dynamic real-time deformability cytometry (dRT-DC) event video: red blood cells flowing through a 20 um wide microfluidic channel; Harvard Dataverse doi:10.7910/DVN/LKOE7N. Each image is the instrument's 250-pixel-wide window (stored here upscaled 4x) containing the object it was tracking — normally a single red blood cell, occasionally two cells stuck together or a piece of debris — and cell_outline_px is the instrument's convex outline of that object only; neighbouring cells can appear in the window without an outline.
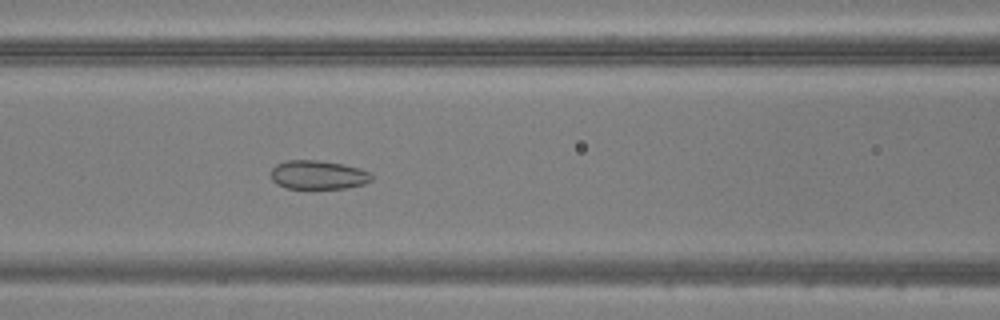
{"species": "common noctule bat (a hibernating species)", "species_latin": "Nyctalus noctula", "temperature_condition": "warm", "stored_images_in_passage": 49, "camera_frame_rate_fps": 3000, "um_per_image_px": 0.085, "animal": {"sex": "male", "body_mass_g": 20.5, "forearm_length_mm": 52.5}, "frame": {"image": 1, "passage_image": 21, "time_ms": 6.667, "image_size_px": [1000, 320], "cell_outline_px": [[372, 180], [364, 184], [344, 188], [288, 188], [276, 184], [272, 180], [272, 168], [276, 164], [284, 160], [316, 160], [340, 164], [360, 168], [372, 172]], "centroid_in_image_um": [27.05, 14.86], "position_along_channel_um": 139.6, "area_um2": 16.88}}
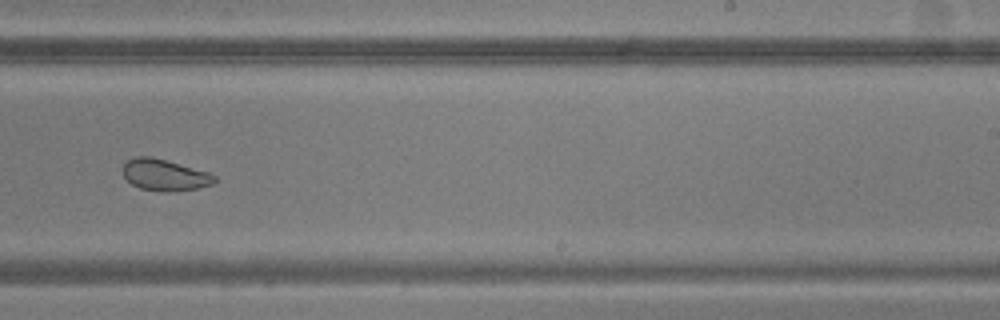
{"frame": {"image": 2, "passage_image": 31, "time_ms": 10.0, "image_size_px": [1000, 320], "cell_outline_px": [[216, 180], [212, 184], [196, 188], [172, 192], [164, 192], [140, 188], [132, 184], [124, 176], [124, 164], [128, 160], [136, 156], [148, 156], [164, 160], [208, 172], [216, 176]], "centroid_in_image_um": [14.0, 14.88], "position_along_channel_um": 275.0, "area_um2": 16.47}}
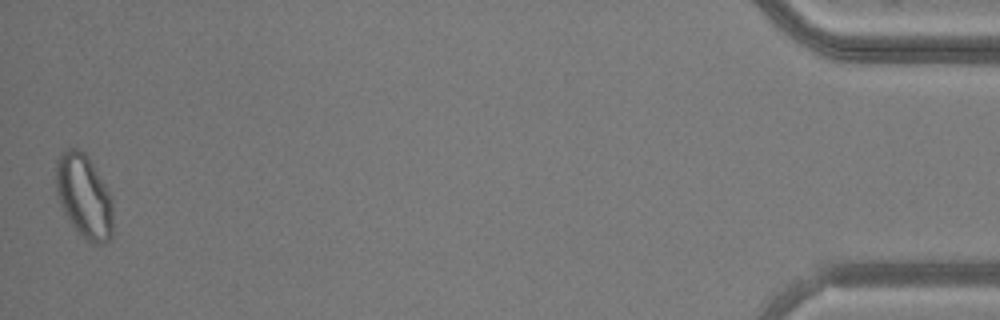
{"frame": {"image": 3, "passage_image": 49, "time_ms": 16.0, "image_size_px": [1000, 320], "cell_outline_px": [[112, 236], [104, 244], [96, 244], [84, 240], [72, 224], [64, 212], [60, 204], [56, 192], [56, 160], [60, 152], [64, 148], [76, 148], [84, 152], [92, 164], [112, 196]], "centroid_in_image_um": [7.13, 16.68], "position_along_channel_um": 428.1, "area_um2": 27.92}}